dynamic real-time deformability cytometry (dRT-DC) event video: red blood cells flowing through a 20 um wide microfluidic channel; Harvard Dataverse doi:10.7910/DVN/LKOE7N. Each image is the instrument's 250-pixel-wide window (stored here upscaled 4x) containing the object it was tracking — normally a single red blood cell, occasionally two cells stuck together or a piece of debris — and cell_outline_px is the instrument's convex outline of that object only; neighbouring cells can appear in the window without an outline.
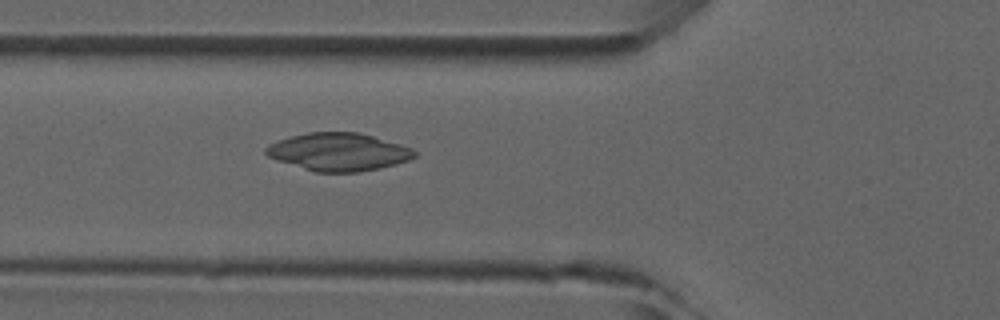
{"species": "common noctule bat (a hibernating species)", "species_latin": "Nyctalus noctula", "temperature_condition": "room temperature", "stored_images_in_passage": 39, "camera_frame_rate_fps": 3000, "um_per_image_px": 0.085, "animal": {"sex": "male", "forearm_length_mm": 52.5}, "frame": {"image": 1, "passage_image": 8, "time_ms": 2.333, "image_size_px": [1000, 320], "cell_outline_px": [[416, 156], [408, 160], [396, 164], [380, 168], [360, 172], [316, 172], [276, 160], [268, 156], [264, 152], [264, 148], [280, 140], [292, 136], [308, 132], [360, 132], [400, 144], [412, 148], [416, 152]], "centroid_in_image_um": [28.79, 12.91], "position_along_channel_um": 97.0, "area_um2": 32.6}}
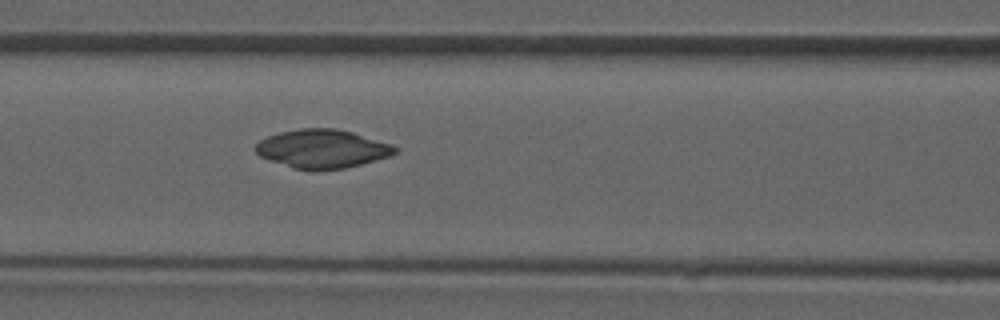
{"frame": {"image": 2, "passage_image": 11, "time_ms": 3.333, "image_size_px": [1000, 320], "cell_outline_px": [[400, 148], [396, 152], [388, 156], [360, 164], [344, 168], [316, 172], [312, 172], [296, 168], [268, 160], [260, 156], [252, 148], [260, 140], [268, 136], [280, 132], [300, 128], [336, 128], [352, 132], [392, 144]], "centroid_in_image_um": [27.37, 12.65], "position_along_channel_um": 139.2, "area_um2": 31.56}}
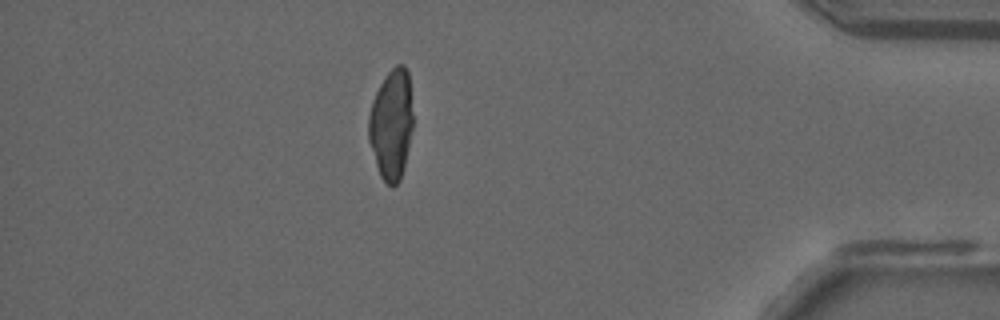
{"frame": {"image": 3, "passage_image": 33, "time_ms": 10.667, "image_size_px": [1000, 320], "cell_outline_px": [[412, 128], [404, 168], [400, 180], [392, 188], [380, 176], [368, 140], [368, 116], [372, 100], [384, 76], [396, 64], [404, 64], [408, 72], [412, 112]], "centroid_in_image_um": [33.25, 10.56], "position_along_channel_um": 402.0, "area_um2": 28.55}}